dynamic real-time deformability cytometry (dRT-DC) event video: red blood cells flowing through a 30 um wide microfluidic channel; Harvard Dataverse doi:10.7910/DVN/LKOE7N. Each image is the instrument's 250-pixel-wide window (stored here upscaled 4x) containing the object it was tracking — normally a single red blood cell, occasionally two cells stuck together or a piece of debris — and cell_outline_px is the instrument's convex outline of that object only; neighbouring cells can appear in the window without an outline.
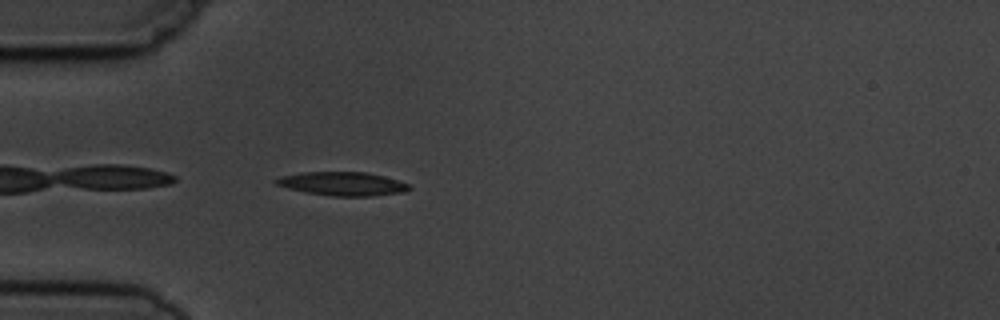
{"species": "common noctule bat (a hibernating species)", "species_latin": "Nyctalus noctula", "temperature_condition": "cold", "stored_images_in_passage": 3, "camera_frame_rate_fps": 3000, "um_per_image_px": 0.085, "animal": {"sex": "male", "body_mass_g": 19.5, "forearm_length_mm": 54.6}, "frame": {"image": 1, "passage_image": 3, "time_ms": 2.333, "image_size_px": [1000, 320], "cell_outline_px": [[412, 188], [404, 192], [372, 196], [332, 196], [304, 192], [288, 188], [276, 184], [272, 180], [280, 176], [304, 172], [364, 172], [384, 176], [408, 184]], "centroid_in_image_um": [29.09, 15.62], "position_along_channel_um": 55.9, "area_um2": 18.32}}